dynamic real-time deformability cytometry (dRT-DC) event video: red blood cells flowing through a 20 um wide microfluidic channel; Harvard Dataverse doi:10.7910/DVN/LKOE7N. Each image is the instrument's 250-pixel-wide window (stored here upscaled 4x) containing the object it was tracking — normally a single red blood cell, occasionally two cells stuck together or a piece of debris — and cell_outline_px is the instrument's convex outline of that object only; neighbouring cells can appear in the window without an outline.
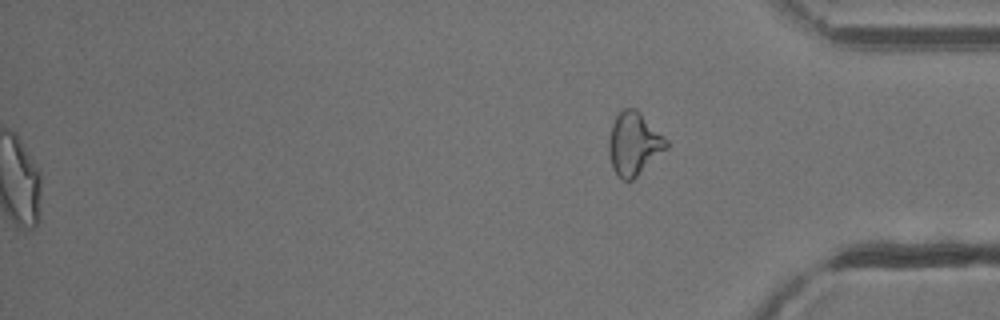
{"species": "common noctule bat (a hibernating species)", "species_latin": "Nyctalus noctula", "temperature_condition": "cold", "stored_images_in_passage": 54, "segment_of_instrument_passage": [2, 2], "camera_frame_rate_fps": 3000, "um_per_image_px": 0.085, "animal": {"sex": "male", "body_mass_g": 13.3}, "frame": {"image": 1, "passage_image": 54, "time_ms": 17.667, "image_size_px": [1000, 320], "cell_outline_px": [[668, 148], [632, 180], [620, 180], [612, 168], [608, 156], [608, 140], [612, 124], [616, 116], [624, 108], [636, 108], [668, 140]], "centroid_in_image_um": [53.86, 12.23], "position_along_channel_um": 381.3, "area_um2": 21.21}}